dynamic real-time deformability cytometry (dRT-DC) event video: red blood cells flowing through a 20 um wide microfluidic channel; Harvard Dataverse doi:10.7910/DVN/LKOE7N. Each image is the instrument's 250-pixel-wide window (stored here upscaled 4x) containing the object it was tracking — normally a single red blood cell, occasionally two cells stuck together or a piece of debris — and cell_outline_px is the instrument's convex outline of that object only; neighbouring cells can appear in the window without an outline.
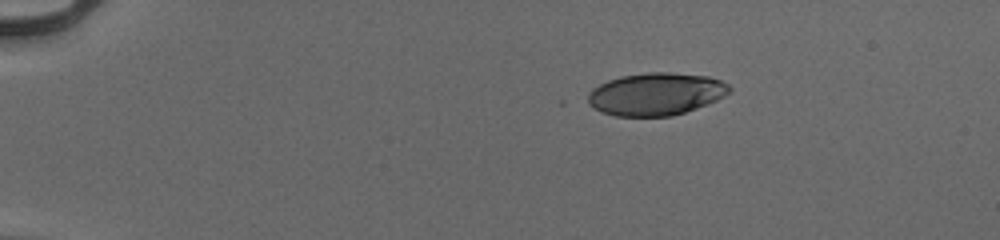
{"species": "human", "species_latin": "Homo sapiens", "temperature_condition": "cold", "stored_images_in_passage": 44, "camera_frame_rate_fps": 3000, "um_per_image_px": 0.085, "donor": {"sex": "male"}, "frame": {"image": 1, "passage_image": 1, "time_ms": 0.0, "image_size_px": [1000, 240], "cell_outline_px": [[732, 92], [708, 104], [672, 116], [616, 116], [600, 112], [588, 104], [588, 92], [592, 88], [608, 80], [620, 76], [648, 72], [672, 72], [708, 76], [720, 80], [728, 84], [732, 88]], "centroid_in_image_um": [55.75, 7.99], "position_along_channel_um": 29.2, "area_um2": 35.32}}
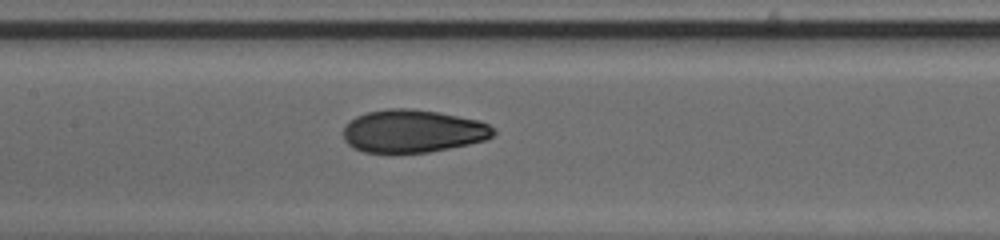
{"frame": {"image": 2, "passage_image": 19, "time_ms": 6.0, "image_size_px": [1000, 240], "cell_outline_px": [[496, 132], [492, 136], [484, 140], [468, 144], [428, 152], [392, 156], [364, 152], [352, 148], [344, 140], [344, 124], [356, 116], [368, 112], [388, 108], [412, 108], [440, 112], [480, 120], [496, 128]], "centroid_in_image_um": [35.06, 11.17], "position_along_channel_um": 172.3, "area_um2": 38.55}}
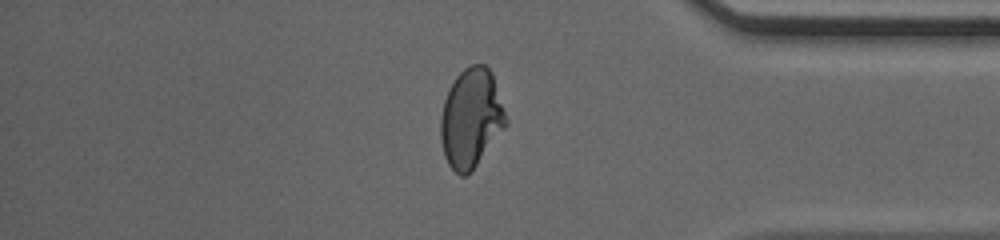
{"frame": {"image": 3, "passage_image": 37, "time_ms": 12.0, "image_size_px": [1000, 240], "cell_outline_px": [[508, 124], [476, 164], [464, 176], [460, 176], [448, 164], [444, 156], [440, 140], [440, 116], [444, 100], [456, 76], [468, 64], [484, 64], [492, 72], [508, 120]], "centroid_in_image_um": [40.03, 10.01], "position_along_channel_um": 395.2, "area_um2": 37.51}, "authors_computed_cell_mechanics": {"area_um2": 36.9631, "velocity_mm_per_s": 3.9754, "shape_relaxation_time_tau1_ms": 8.5844, "shape_relaxation_time_tau2_ms": 0.9814, "deformation_change_tau1": 0.2566, "deformation_change_tau2": 0.0591}}